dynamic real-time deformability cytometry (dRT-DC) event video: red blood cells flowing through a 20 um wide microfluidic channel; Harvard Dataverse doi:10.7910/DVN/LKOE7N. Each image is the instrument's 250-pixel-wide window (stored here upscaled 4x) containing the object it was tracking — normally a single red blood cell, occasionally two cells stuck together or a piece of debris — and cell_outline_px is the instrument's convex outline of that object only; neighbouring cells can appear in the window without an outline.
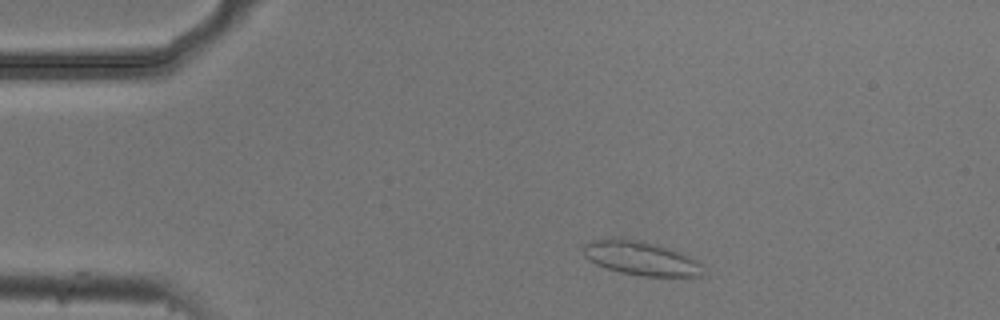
{"species": "common noctule bat (a hibernating species)", "species_latin": "Nyctalus noctula", "temperature_condition": "cold", "stored_images_in_passage": 7, "camera_frame_rate_fps": 3000, "um_per_image_px": 0.085, "animal": {"sex": "male", "body_mass_g": 20.5, "forearm_length_mm": 52.5}, "frame": {"image": 1, "passage_image": 1, "time_ms": 0.0, "image_size_px": [1000, 320], "cell_outline_px": [[704, 276], [640, 276], [620, 272], [596, 264], [588, 260], [584, 256], [584, 244], [592, 240], [612, 236], [620, 236], [656, 244], [672, 248], [696, 260], [700, 264]], "centroid_in_image_um": [54.43, 21.92], "position_along_channel_um": 30.6, "area_um2": 23.99}}
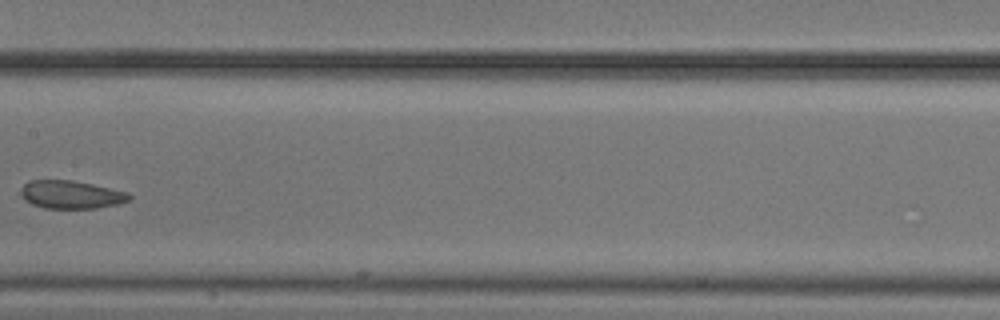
{"frame": {"image": 2, "passage_image": 6, "time_ms": 1.667, "image_size_px": [1000, 320], "cell_outline_px": [[132, 196], [128, 200], [116, 204], [96, 208], [44, 208], [32, 204], [24, 200], [20, 196], [20, 188], [28, 180], [72, 180], [92, 184], [128, 192]], "centroid_in_image_um": [5.98, 16.53], "position_along_channel_um": 201.4, "area_um2": 17.74}}
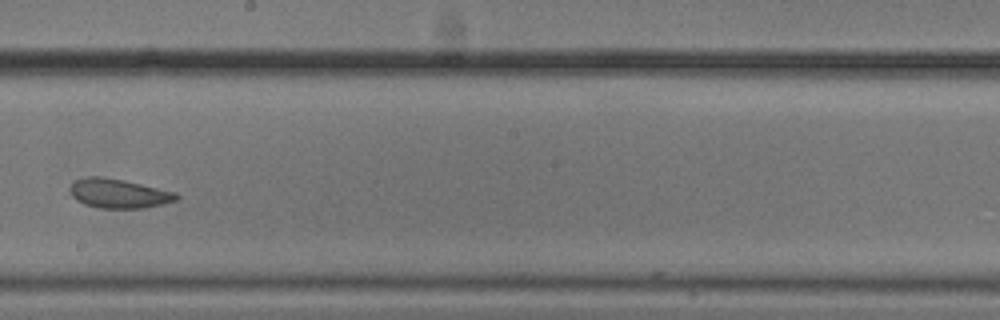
{"frame": {"image": 3, "passage_image": 7, "time_ms": 2.0, "image_size_px": [1000, 320], "cell_outline_px": [[180, 196], [176, 200], [144, 208], [100, 208], [84, 204], [76, 200], [72, 196], [72, 184], [76, 180], [88, 176], [100, 176], [124, 180], [176, 192]], "centroid_in_image_um": [10.1, 16.44], "position_along_channel_um": 238.1, "area_um2": 17.92}}